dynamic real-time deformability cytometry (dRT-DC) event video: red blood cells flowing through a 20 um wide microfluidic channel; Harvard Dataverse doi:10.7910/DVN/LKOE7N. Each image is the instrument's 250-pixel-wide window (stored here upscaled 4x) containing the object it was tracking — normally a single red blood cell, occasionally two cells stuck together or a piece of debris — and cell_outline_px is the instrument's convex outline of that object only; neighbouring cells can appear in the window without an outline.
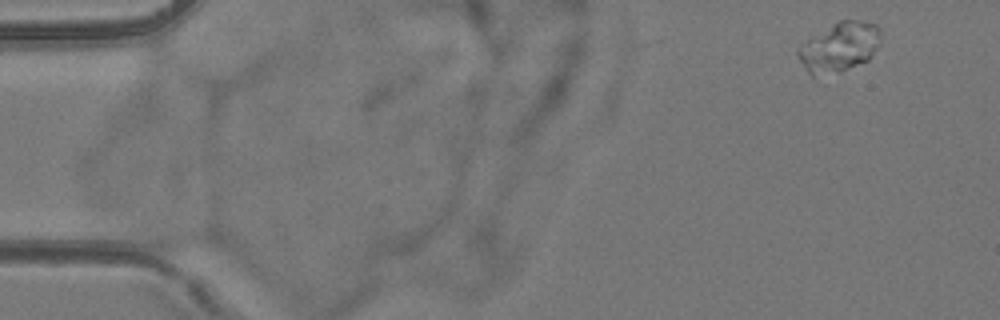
{"species": "common noctule bat (a hibernating species)", "species_latin": "Nyctalus noctula", "temperature_condition": "room temperature", "stored_images_in_passage": 52, "camera_frame_rate_fps": 3000, "um_per_image_px": 0.085, "animal": {"sex": "female", "body_mass_g": 24.6, "forearm_length_mm": 56.2}, "frame": {"image": 1, "passage_image": 1, "time_ms": 0.0, "image_size_px": [1000, 320], "cell_outline_px": [[880, 40], [876, 48], [868, 60], [840, 72], [812, 76], [808, 72], [796, 56], [796, 52], [832, 24], [840, 20], [860, 20], [876, 24], [880, 28]], "centroid_in_image_um": [71.39, 4.01], "position_along_channel_um": 13.6, "area_um2": 23.06}}
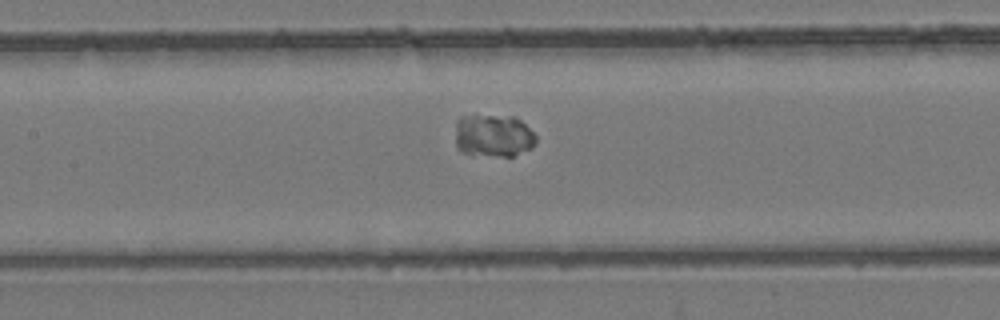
{"frame": {"image": 2, "passage_image": 23, "time_ms": 7.333, "image_size_px": [1000, 320], "cell_outline_px": [[536, 140], [532, 148], [512, 156], [500, 156], [460, 152], [456, 148], [456, 120], [460, 116], [512, 116], [520, 120], [536, 136]], "centroid_in_image_um": [41.91, 11.53], "position_along_channel_um": 165.5, "area_um2": 19.88}}
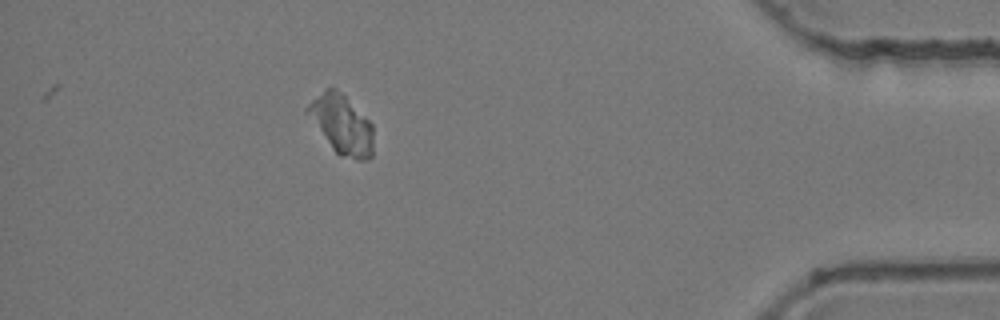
{"frame": {"image": 3, "passage_image": 46, "time_ms": 15.0, "image_size_px": [1000, 320], "cell_outline_px": [[372, 156], [364, 160], [356, 160], [340, 156], [332, 148], [304, 112], [304, 108], [312, 100], [328, 88], [336, 88], [372, 124]], "centroid_in_image_um": [29.01, 10.61], "position_along_channel_um": 406.2, "area_um2": 22.2}}